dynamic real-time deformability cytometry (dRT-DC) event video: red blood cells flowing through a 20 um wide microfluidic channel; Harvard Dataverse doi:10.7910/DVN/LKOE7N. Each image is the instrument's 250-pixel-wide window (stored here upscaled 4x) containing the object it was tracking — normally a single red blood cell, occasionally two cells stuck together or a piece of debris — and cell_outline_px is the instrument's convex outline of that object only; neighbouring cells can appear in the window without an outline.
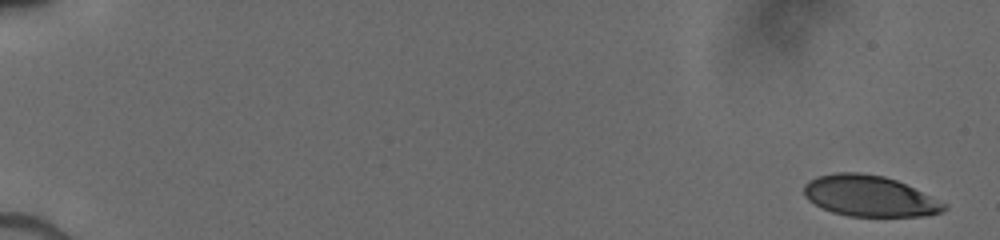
{"species": "human", "species_latin": "Homo sapiens", "temperature_condition": "cold", "stored_images_in_passage": 17, "camera_frame_rate_fps": 3000, "um_per_image_px": 0.085, "donor": {"sex": "male"}, "frame": {"image": 1, "passage_image": 1, "time_ms": 0.0, "image_size_px": [1000, 240], "cell_outline_px": [[948, 208], [944, 212], [928, 216], [848, 216], [832, 212], [808, 200], [804, 196], [804, 184], [808, 180], [816, 176], [836, 172], [860, 172], [884, 176], [896, 180], [948, 204]], "centroid_in_image_um": [73.92, 16.66], "position_along_channel_um": 11.1, "area_um2": 33.58}}
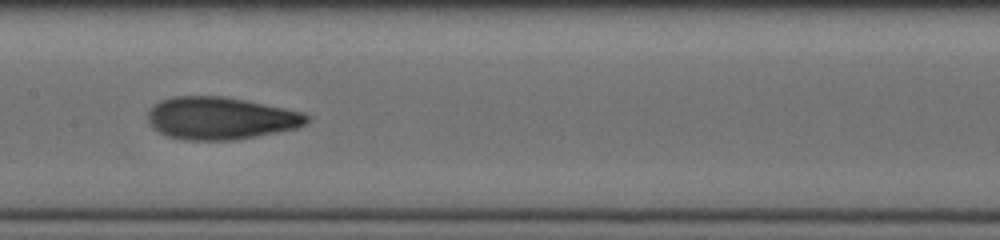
{"frame": {"image": 2, "passage_image": 10, "time_ms": 9.0, "image_size_px": [1000, 240], "cell_outline_px": [[312, 120], [308, 124], [296, 128], [236, 140], [184, 140], [168, 136], [152, 128], [148, 124], [148, 108], [152, 104], [160, 100], [172, 96], [224, 96], [248, 100], [304, 112]], "centroid_in_image_um": [18.74, 10.04], "position_along_channel_um": 188.7, "area_um2": 39.88}}
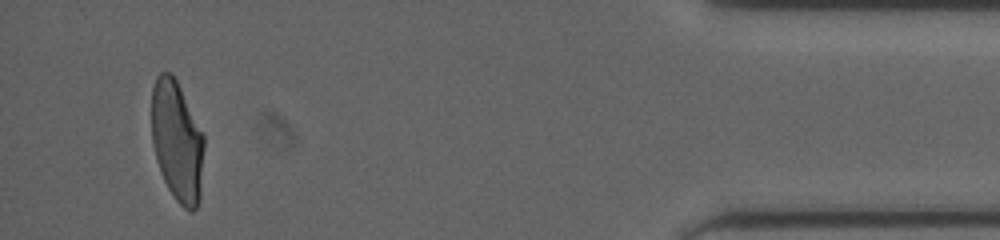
{"frame": {"image": 3, "passage_image": 17, "time_ms": 16.0, "image_size_px": [1000, 240], "cell_outline_px": [[204, 148], [200, 200], [196, 208], [192, 212], [188, 212], [176, 200], [168, 188], [160, 172], [152, 144], [152, 88], [156, 76], [160, 72], [172, 72], [204, 136]], "centroid_in_image_um": [15.05, 12.03], "position_along_channel_um": 420.2, "area_um2": 36.93}}